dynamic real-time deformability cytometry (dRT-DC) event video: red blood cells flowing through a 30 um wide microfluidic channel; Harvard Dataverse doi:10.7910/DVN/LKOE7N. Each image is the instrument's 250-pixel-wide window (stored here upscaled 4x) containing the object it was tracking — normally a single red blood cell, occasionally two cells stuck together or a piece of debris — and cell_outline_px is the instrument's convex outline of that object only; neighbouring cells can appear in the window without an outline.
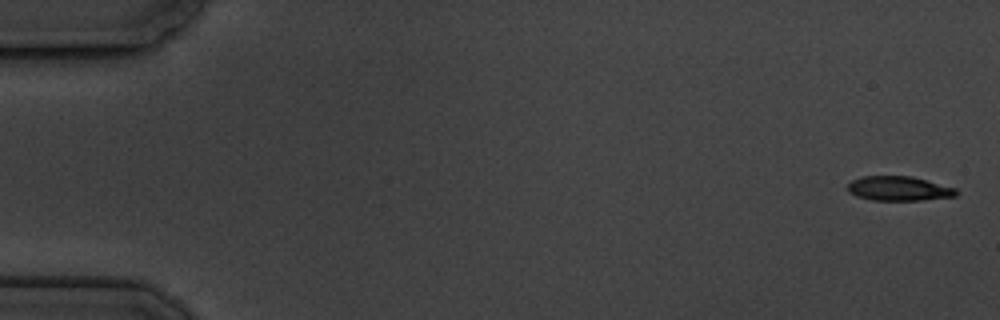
{"species": "common noctule bat (a hibernating species)", "species_latin": "Nyctalus noctula", "temperature_condition": "cold", "stored_images_in_passage": 5, "camera_frame_rate_fps": 3000, "um_per_image_px": 0.085, "animal": {"sex": "male", "body_mass_g": 19.5, "forearm_length_mm": 54.6}, "frame": {"image": 1, "passage_image": 1, "time_ms": 0.0, "image_size_px": [1000, 320], "cell_outline_px": [[960, 192], [956, 196], [920, 200], [872, 200], [856, 196], [848, 192], [848, 184], [852, 180], [864, 176], [912, 176], [956, 188]], "centroid_in_image_um": [76.41, 16.02], "position_along_channel_um": 8.6, "area_um2": 15.49}}
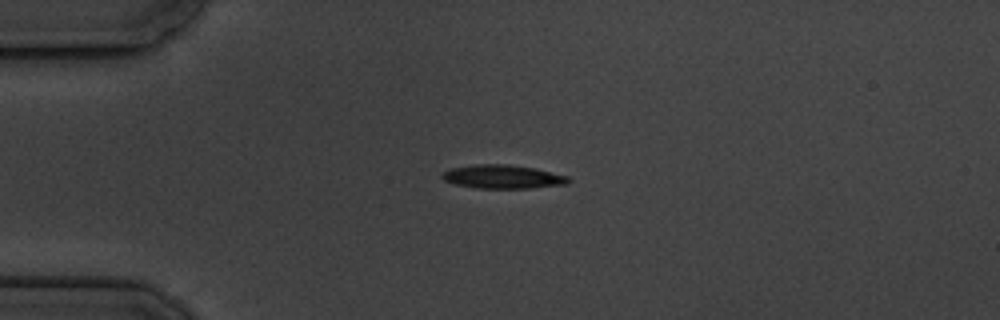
{"frame": {"image": 2, "passage_image": 4, "time_ms": 4.333, "image_size_px": [1000, 320], "cell_outline_px": [[572, 180], [568, 184], [528, 188], [476, 188], [456, 184], [444, 180], [440, 176], [444, 172], [452, 168], [476, 164], [508, 164], [536, 168], [568, 176]], "centroid_in_image_um": [42.77, 15.02], "position_along_channel_um": 42.2, "area_um2": 17.4}}